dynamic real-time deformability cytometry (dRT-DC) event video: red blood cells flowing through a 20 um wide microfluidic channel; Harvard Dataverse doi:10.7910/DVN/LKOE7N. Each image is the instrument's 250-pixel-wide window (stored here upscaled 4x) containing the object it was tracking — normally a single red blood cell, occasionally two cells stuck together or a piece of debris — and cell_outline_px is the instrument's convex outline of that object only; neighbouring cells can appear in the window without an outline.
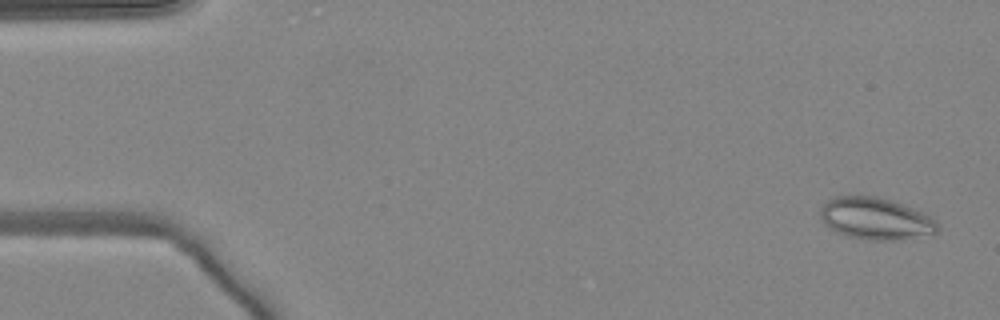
{"species": "common noctule bat (a hibernating species)", "species_latin": "Nyctalus noctula", "temperature_condition": "warm", "stored_images_in_passage": 50, "camera_frame_rate_fps": 3000, "um_per_image_px": 0.085, "animal": {"sex": "female", "body_mass_g": 24.6, "forearm_length_mm": 56.2}, "frame": {"image": 1, "passage_image": 2, "time_ms": 0.333, "image_size_px": [1000, 320], "cell_outline_px": [[940, 232], [896, 240], [868, 240], [848, 236], [836, 232], [824, 224], [820, 216], [820, 208], [828, 200], [836, 196], [876, 196], [892, 200], [912, 208], [936, 220], [940, 228]], "centroid_in_image_um": [74.41, 18.58], "position_along_channel_um": 10.6, "area_um2": 28.55}}
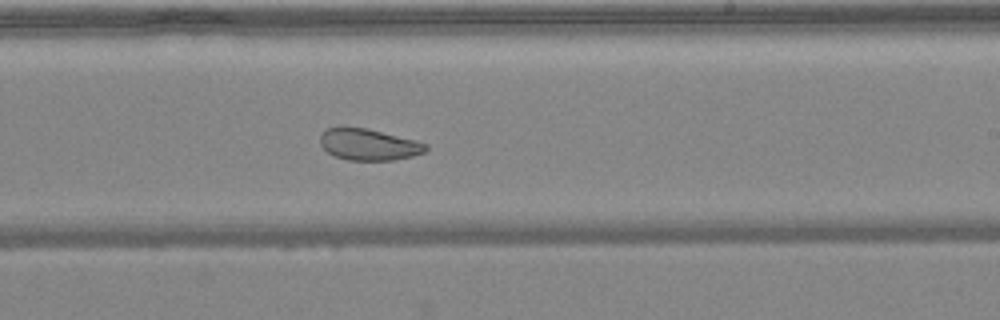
{"frame": {"image": 2, "passage_image": 30, "time_ms": 9.667, "image_size_px": [1000, 320], "cell_outline_px": [[428, 148], [424, 152], [412, 156], [392, 160], [348, 160], [336, 156], [328, 152], [320, 144], [320, 136], [328, 128], [344, 124], [364, 128], [416, 140], [428, 144]], "centroid_in_image_um": [31.31, 12.26], "position_along_channel_um": 257.7, "area_um2": 19.48}}
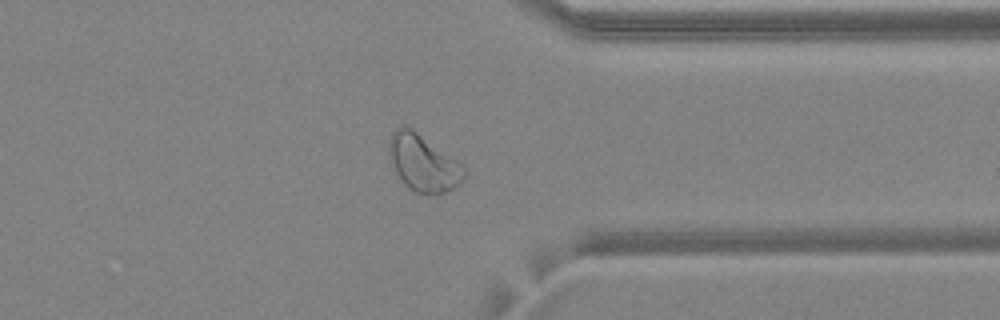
{"frame": {"image": 3, "passage_image": 39, "time_ms": 12.667, "image_size_px": [1000, 320], "cell_outline_px": [[464, 176], [460, 184], [436, 196], [432, 196], [416, 192], [408, 188], [404, 184], [396, 172], [392, 164], [388, 152], [388, 140], [392, 132], [396, 128], [404, 124], [416, 132], [456, 160], [464, 168]], "centroid_in_image_um": [35.93, 13.87], "position_along_channel_um": 375.5, "area_um2": 24.57}, "authors_computed_cell_mechanics": {"area_um2": 26.8192, "velocity_mm_per_s": 4.0878, "shape_relaxation_time_tau1_ms": null, "shape_relaxation_time_tau2_ms": 1.807, "deformation_change_tau1": null, "deformation_change_tau2": 0.0788}}